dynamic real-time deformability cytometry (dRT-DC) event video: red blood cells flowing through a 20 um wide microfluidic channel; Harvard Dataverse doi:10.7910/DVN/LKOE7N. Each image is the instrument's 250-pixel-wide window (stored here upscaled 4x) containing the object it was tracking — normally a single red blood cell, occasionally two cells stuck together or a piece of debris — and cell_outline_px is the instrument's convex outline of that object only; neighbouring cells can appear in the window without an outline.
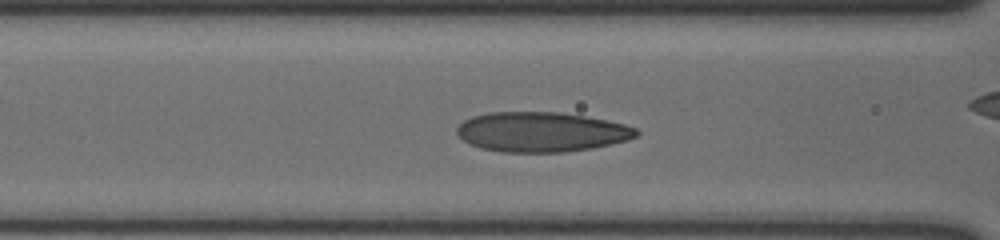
{"species": "human", "species_latin": "Homo sapiens", "temperature_condition": "cold", "stored_images_in_passage": 44, "camera_frame_rate_fps": 3000, "um_per_image_px": 0.085, "donor": {"sex": "male"}, "frame": {"image": 1, "passage_image": 17, "time_ms": 5.333, "image_size_px": [1000, 240], "cell_outline_px": [[640, 132], [636, 136], [628, 140], [612, 144], [592, 148], [564, 152], [500, 152], [480, 148], [468, 144], [456, 132], [456, 128], [464, 120], [472, 116], [488, 112], [560, 112], [608, 120], [624, 124], [636, 128]], "centroid_in_image_um": [46.01, 11.21], "position_along_channel_um": 120.6, "area_um2": 41.85}}
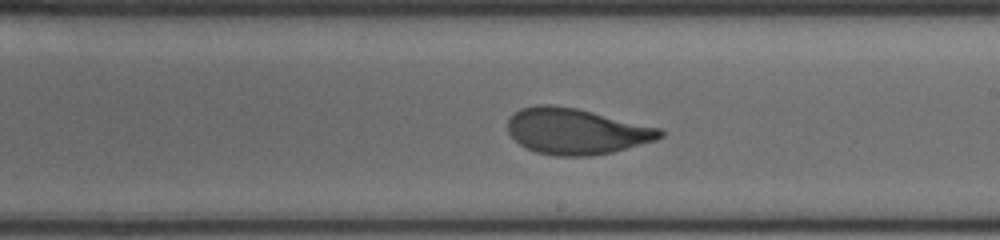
{"frame": {"image": 2, "passage_image": 27, "time_ms": 8.667, "image_size_px": [1000, 240], "cell_outline_px": [[664, 136], [656, 140], [612, 152], [588, 156], [556, 156], [536, 152], [524, 148], [508, 132], [508, 120], [520, 108], [536, 104], [552, 104], [576, 108], [660, 128], [664, 132]], "centroid_in_image_um": [48.96, 11.16], "position_along_channel_um": 240.0, "area_um2": 40.69}}
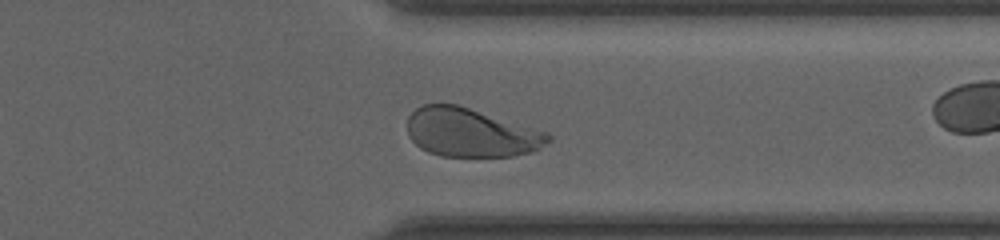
{"frame": {"image": 3, "passage_image": 38, "time_ms": 12.333, "image_size_px": [1000, 240], "cell_outline_px": [[552, 140], [540, 148], [528, 152], [512, 156], [440, 156], [428, 152], [420, 148], [408, 136], [408, 116], [416, 108], [424, 104], [456, 104], [548, 132], [552, 136]], "centroid_in_image_um": [40.01, 11.27], "position_along_channel_um": 371.4, "area_um2": 39.82}, "authors_computed_cell_mechanics": {"area_um2": 40.4022, "velocity_mm_per_s": 3.5782, "shape_relaxation_time_tau1_ms": 3.5959, "shape_relaxation_time_tau2_ms": null, "deformation_change_tau1": 0.1484, "deformation_change_tau2": null}}